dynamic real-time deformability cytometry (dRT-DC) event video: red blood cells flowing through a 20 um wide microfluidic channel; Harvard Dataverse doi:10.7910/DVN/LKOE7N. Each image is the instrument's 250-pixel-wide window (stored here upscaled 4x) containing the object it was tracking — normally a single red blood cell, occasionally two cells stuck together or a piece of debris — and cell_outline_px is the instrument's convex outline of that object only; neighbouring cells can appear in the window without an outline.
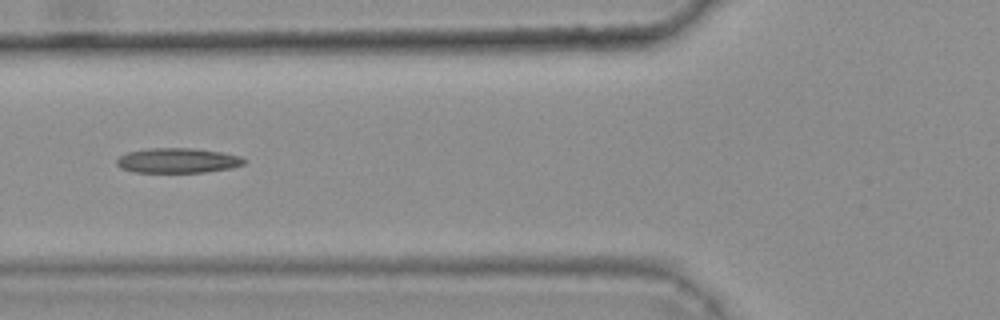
{"species": "common noctule bat (a hibernating species)", "species_latin": "Nyctalus noctula", "temperature_condition": "warm", "stored_images_in_passage": 46, "camera_frame_rate_fps": 3000, "um_per_image_px": 0.085, "animal": {"sex": "female", "body_mass_g": 25.1}, "frame": {"image": 1, "passage_image": 20, "time_ms": 6.333, "image_size_px": [1000, 320], "cell_outline_px": [[248, 160], [244, 164], [232, 168], [204, 172], [136, 172], [120, 168], [116, 164], [116, 160], [120, 156], [128, 152], [148, 148], [196, 148], [220, 152], [240, 156]], "centroid_in_image_um": [15.12, 13.64], "position_along_channel_um": 110.7, "area_um2": 18.55}, "authors_computed_cell_mechanics": {"area_um2": 18.3515, "velocity_mm_per_s": 3.8299, "shape_relaxation_time_tau1_ms": null, "shape_relaxation_time_tau2_ms": 6.2281, "deformation_change_tau1": null, "deformation_change_tau2": 0.1943}}